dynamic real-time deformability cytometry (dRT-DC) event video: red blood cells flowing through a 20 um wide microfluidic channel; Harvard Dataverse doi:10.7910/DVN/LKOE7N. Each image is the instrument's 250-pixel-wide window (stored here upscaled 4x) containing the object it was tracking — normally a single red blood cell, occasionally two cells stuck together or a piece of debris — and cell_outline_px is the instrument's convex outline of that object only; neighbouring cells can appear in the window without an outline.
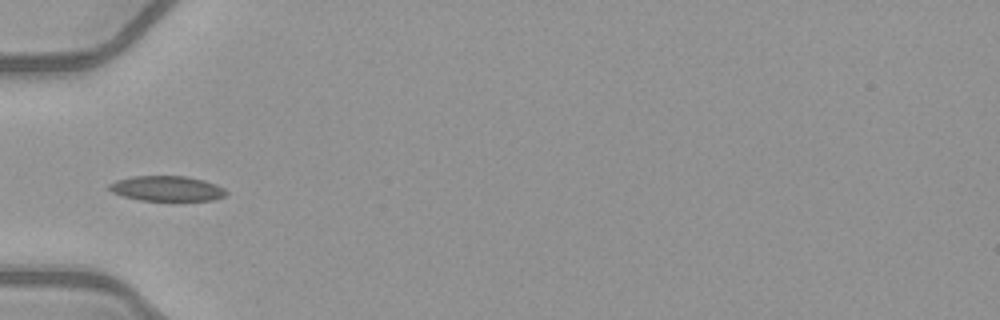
{"species": "common noctule bat (a hibernating species)", "species_latin": "Nyctalus noctula", "temperature_condition": "warm", "stored_images_in_passage": 34, "camera_frame_rate_fps": 3000, "um_per_image_px": 0.085, "animal": {"sex": "female", "body_mass_g": 21.9}, "frame": {"image": 1, "passage_image": 1, "time_ms": 0.0, "image_size_px": [1000, 320], "cell_outline_px": [[228, 192], [224, 196], [212, 200], [140, 200], [124, 196], [112, 192], [108, 188], [108, 184], [116, 180], [132, 176], [188, 176], [204, 180], [216, 184], [224, 188]], "centroid_in_image_um": [14.18, 16.01], "position_along_channel_um": 70.8, "area_um2": 17.11}}
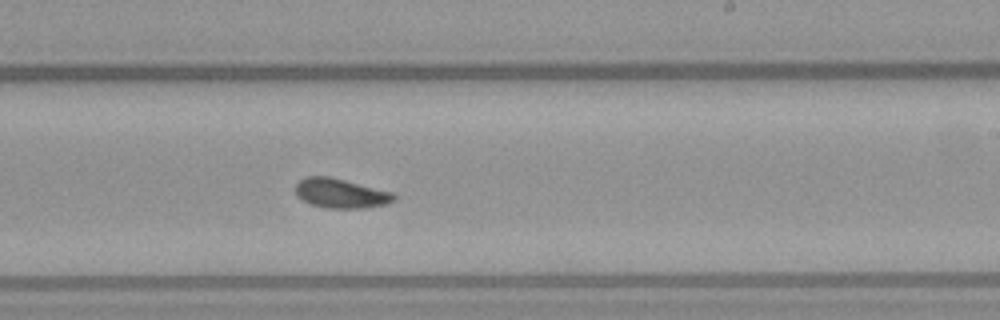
{"frame": {"image": 2, "passage_image": 15, "time_ms": 4.667, "image_size_px": [1000, 320], "cell_outline_px": [[396, 200], [384, 204], [364, 208], [328, 208], [312, 204], [296, 196], [296, 184], [304, 176], [328, 176], [392, 192], [396, 196]], "centroid_in_image_um": [28.95, 16.43], "position_along_channel_um": 260.1, "area_um2": 16.7}}
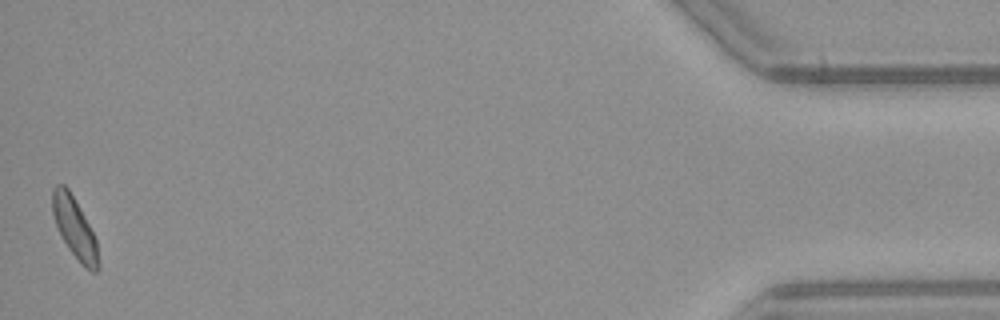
{"frame": {"image": 3, "passage_image": 34, "time_ms": 11.0, "image_size_px": [1000, 320], "cell_outline_px": [[100, 268], [96, 272], [92, 272], [80, 264], [68, 248], [56, 224], [52, 212], [52, 188], [56, 184], [64, 184], [68, 188], [84, 216], [96, 240], [100, 264]], "centroid_in_image_um": [6.35, 19.4], "position_along_channel_um": 428.9, "area_um2": 16.07}, "authors_computed_cell_mechanics": {"area_um2": 16.2996, "velocity_mm_per_s": 4.0452, "shape_relaxation_time_tau1_ms": null, "shape_relaxation_time_tau2_ms": 4.6775, "deformation_change_tau1": null, "deformation_change_tau2": 0.1045}}